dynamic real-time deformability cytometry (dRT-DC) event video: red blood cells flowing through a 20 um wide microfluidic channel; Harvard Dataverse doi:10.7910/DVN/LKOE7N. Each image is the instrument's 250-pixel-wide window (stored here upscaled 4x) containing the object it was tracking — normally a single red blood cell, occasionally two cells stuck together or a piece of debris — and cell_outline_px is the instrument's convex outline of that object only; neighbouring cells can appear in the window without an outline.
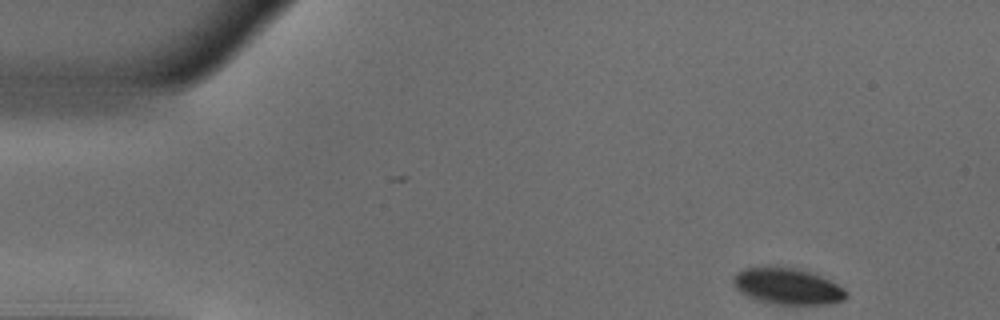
{"species": "common noctule bat (a hibernating species)", "species_latin": "Nyctalus noctula", "temperature_condition": "warm", "stored_images_in_passage": 48, "camera_frame_rate_fps": 3000, "um_per_image_px": 0.085, "animal": {"sex": "male", "body_mass_g": 18.8}, "frame": {"image": 1, "passage_image": 1, "time_ms": 0.0, "image_size_px": [1000, 320], "cell_outline_px": [[848, 296], [844, 300], [828, 304], [780, 304], [760, 300], [748, 296], [740, 292], [736, 288], [732, 280], [732, 276], [736, 272], [744, 268], [768, 264], [796, 268], [820, 276], [844, 288], [848, 292]], "centroid_in_image_um": [66.9, 24.29], "position_along_channel_um": 18.1, "area_um2": 24.1}}
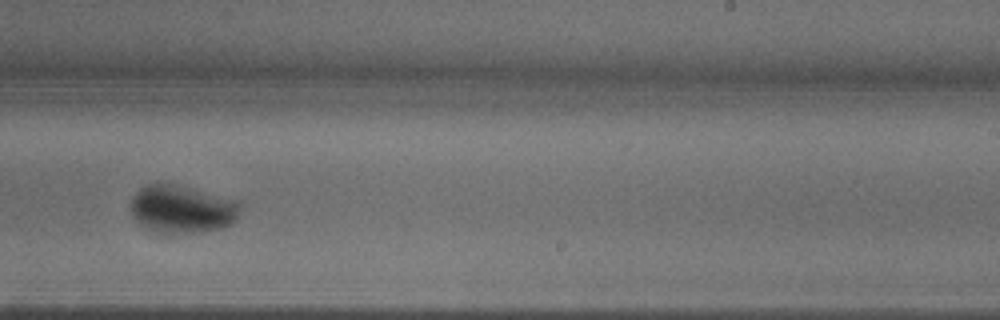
{"frame": {"image": 2, "passage_image": 28, "time_ms": 9.0, "image_size_px": [1000, 320], "cell_outline_px": [[240, 204], [236, 220], [232, 224], [220, 228], [204, 232], [176, 236], [168, 236], [144, 228], [132, 216], [128, 208], [128, 204], [132, 196], [140, 188], [156, 180], [176, 184], [240, 200]], "centroid_in_image_um": [15.41, 17.79], "position_along_channel_um": 273.6, "area_um2": 32.08}}
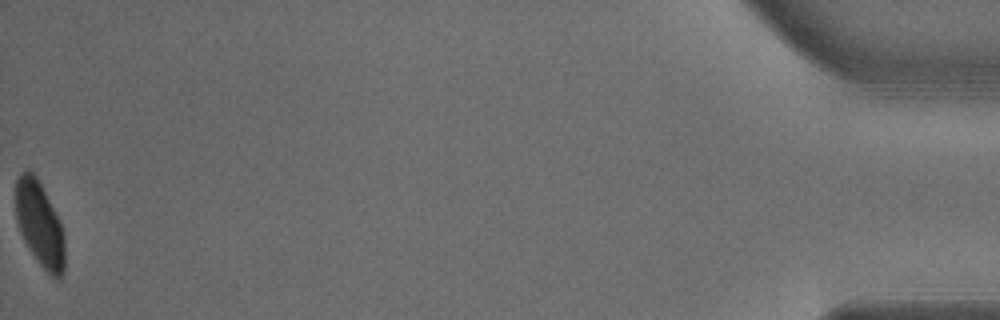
{"frame": {"image": 3, "passage_image": 48, "time_ms": 15.667, "image_size_px": [1000, 320], "cell_outline_px": [[64, 272], [60, 280], [56, 280], [36, 260], [28, 248], [20, 232], [16, 220], [16, 180], [20, 172], [28, 168], [36, 176], [60, 220], [64, 236]], "centroid_in_image_um": [3.37, 19.06], "position_along_channel_um": 431.8, "area_um2": 24.39}, "authors_computed_cell_mechanics": {"area_um2": 27.5417, "velocity_mm_per_s": 3.8578, "shape_relaxation_time_tau1_ms": 5.6257, "shape_relaxation_time_tau2_ms": null, "deformation_change_tau1": 0.1723, "deformation_change_tau2": null}}